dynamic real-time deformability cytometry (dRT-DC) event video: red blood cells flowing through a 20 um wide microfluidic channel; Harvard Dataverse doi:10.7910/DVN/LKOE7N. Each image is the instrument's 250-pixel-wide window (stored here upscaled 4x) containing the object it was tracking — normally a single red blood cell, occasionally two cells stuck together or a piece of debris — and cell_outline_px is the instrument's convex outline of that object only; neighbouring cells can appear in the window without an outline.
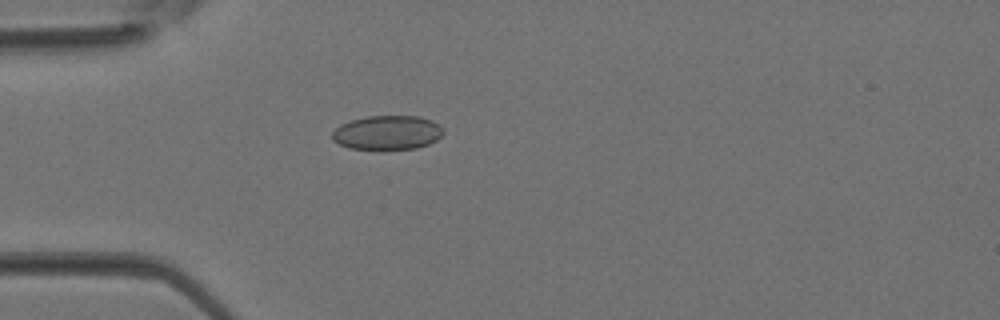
{"species": "Egyptian fruit bat (a non-hibernating species)", "species_latin": "Rousettus aegyptiacus", "temperature_condition": "room temperature", "stored_images_in_passage": 4, "camera_frame_rate_fps": 3000, "um_per_image_px": 0.085, "animal": {"sex": "female"}, "frame": {"image": 1, "passage_image": 4, "time_ms": 1.0, "image_size_px": [1000, 320], "cell_outline_px": [[444, 132], [436, 140], [428, 144], [416, 148], [384, 152], [352, 148], [340, 144], [332, 140], [332, 132], [340, 124], [352, 120], [368, 116], [420, 116], [432, 120]], "centroid_in_image_um": [32.9, 11.31], "position_along_channel_um": 52.1, "area_um2": 22.6}}